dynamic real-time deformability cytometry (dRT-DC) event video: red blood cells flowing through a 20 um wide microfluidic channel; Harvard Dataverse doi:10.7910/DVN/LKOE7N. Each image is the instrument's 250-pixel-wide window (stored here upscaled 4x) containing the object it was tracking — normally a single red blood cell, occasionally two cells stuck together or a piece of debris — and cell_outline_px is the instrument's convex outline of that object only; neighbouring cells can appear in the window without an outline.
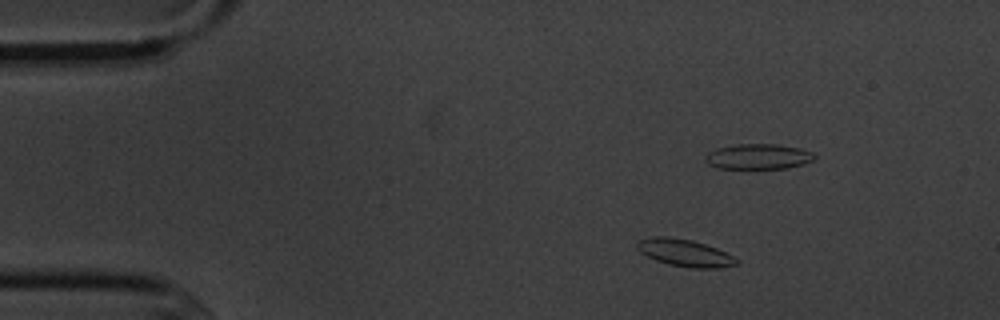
{"species": "common noctule bat (a hibernating species)", "species_latin": "Nyctalus noctula", "temperature_condition": "cold", "stored_images_in_passage": 6, "camera_frame_rate_fps": 3000, "um_per_image_px": 0.085, "animal": {"sex": "male", "body_mass_g": 20.1, "forearm_length_mm": 53.5}, "frame": {"image": 1, "passage_image": 3, "time_ms": 2.333, "image_size_px": [1000, 320], "cell_outline_px": [[740, 264], [720, 268], [692, 268], [668, 264], [656, 260], [640, 252], [636, 248], [636, 244], [640, 240], [652, 236], [668, 236], [692, 240], [716, 248], [740, 260]], "centroid_in_image_um": [58.22, 21.49], "position_along_channel_um": 26.8, "area_um2": 15.78}}